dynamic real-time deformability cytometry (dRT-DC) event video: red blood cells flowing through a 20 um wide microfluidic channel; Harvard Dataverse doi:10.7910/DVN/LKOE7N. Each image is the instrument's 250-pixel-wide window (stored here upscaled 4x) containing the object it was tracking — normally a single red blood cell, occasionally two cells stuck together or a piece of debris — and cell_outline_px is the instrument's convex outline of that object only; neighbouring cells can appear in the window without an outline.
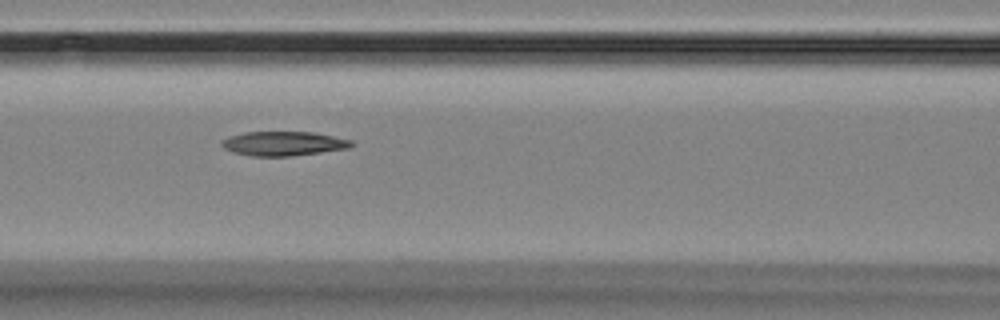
{"species": "Egyptian fruit bat (a non-hibernating species)", "species_latin": "Rousettus aegyptiacus", "temperature_condition": "room temperature", "stored_images_in_passage": 9, "camera_frame_rate_fps": 3000, "um_per_image_px": 0.085, "animal": {"sex": "female"}, "frame": {"image": 1, "passage_image": 6, "time_ms": 7.333, "image_size_px": [1000, 320], "cell_outline_px": [[352, 144], [348, 148], [320, 152], [288, 156], [252, 156], [232, 152], [224, 148], [220, 144], [220, 140], [228, 136], [244, 132], [312, 132], [352, 140]], "centroid_in_image_um": [24.01, 12.2], "position_along_channel_um": 142.6, "area_um2": 18.26}}
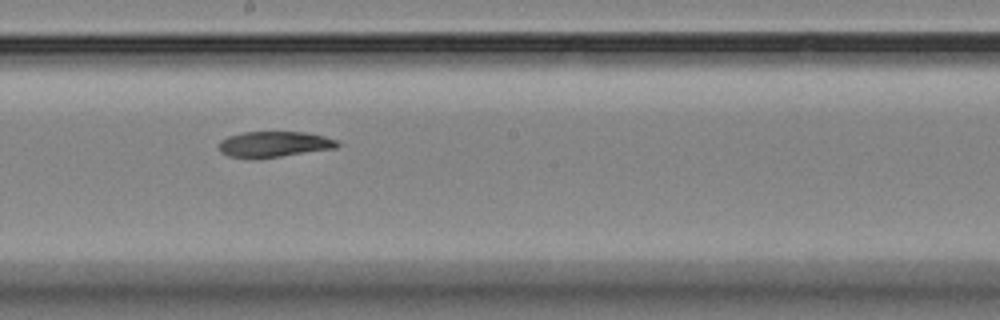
{"frame": {"image": 2, "passage_image": 8, "time_ms": 9.667, "image_size_px": [1000, 320], "cell_outline_px": [[340, 144], [336, 148], [280, 156], [228, 156], [220, 152], [220, 140], [228, 136], [244, 132], [304, 132], [324, 136], [336, 140]], "centroid_in_image_um": [23.33, 12.22], "position_along_channel_um": 224.9, "area_um2": 17.11}}
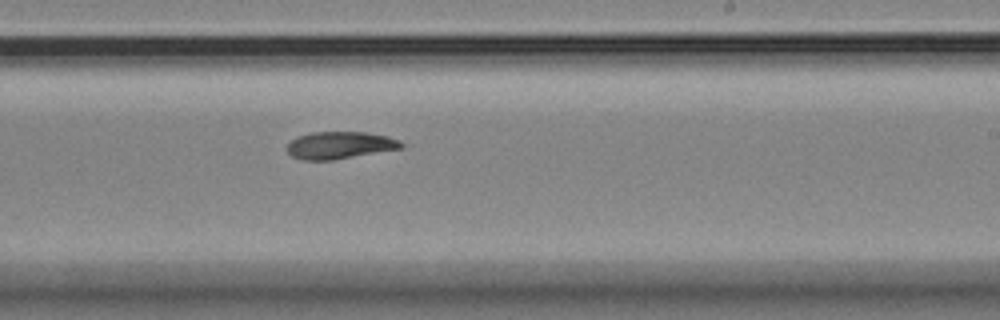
{"frame": {"image": 3, "passage_image": 9, "time_ms": 10.667, "image_size_px": [1000, 320], "cell_outline_px": [[404, 148], [332, 160], [304, 160], [292, 156], [288, 152], [288, 144], [296, 136], [312, 132], [368, 132], [388, 136], [400, 140], [404, 144]], "centroid_in_image_um": [28.93, 12.34], "position_along_channel_um": 260.1, "area_um2": 18.21}}